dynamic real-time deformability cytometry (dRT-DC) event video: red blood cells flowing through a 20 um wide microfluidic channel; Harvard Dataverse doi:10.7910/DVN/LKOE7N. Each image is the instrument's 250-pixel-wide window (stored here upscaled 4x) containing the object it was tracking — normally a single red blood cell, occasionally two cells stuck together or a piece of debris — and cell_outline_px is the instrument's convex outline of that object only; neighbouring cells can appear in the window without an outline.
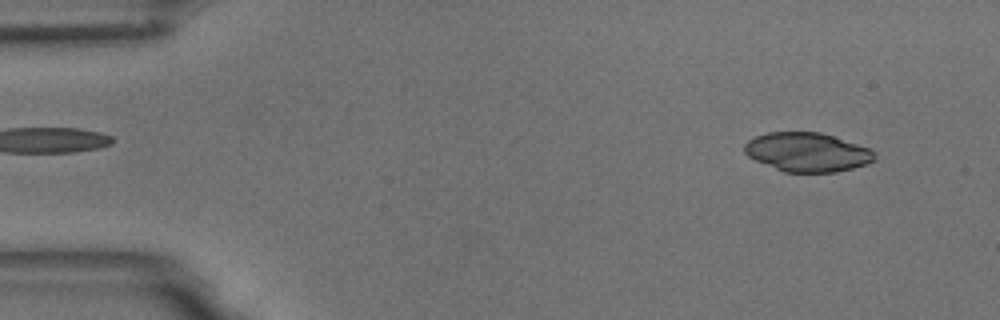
{"species": "common noctule bat (a hibernating species)", "species_latin": "Nyctalus noctula", "temperature_condition": "room temperature", "stored_images_in_passage": 15, "camera_frame_rate_fps": 3000, "um_per_image_px": 0.085, "animal": {"sex": "male", "body_mass_g": 18.8}, "frame": {"image": 1, "passage_image": 4, "time_ms": 1.0, "image_size_px": [1000, 320], "cell_outline_px": [[876, 156], [868, 164], [836, 172], [784, 172], [756, 160], [748, 156], [744, 152], [744, 144], [748, 140], [756, 136], [768, 132], [820, 132], [868, 148], [876, 152]], "centroid_in_image_um": [68.6, 12.93], "position_along_channel_um": 16.4, "area_um2": 29.36}}